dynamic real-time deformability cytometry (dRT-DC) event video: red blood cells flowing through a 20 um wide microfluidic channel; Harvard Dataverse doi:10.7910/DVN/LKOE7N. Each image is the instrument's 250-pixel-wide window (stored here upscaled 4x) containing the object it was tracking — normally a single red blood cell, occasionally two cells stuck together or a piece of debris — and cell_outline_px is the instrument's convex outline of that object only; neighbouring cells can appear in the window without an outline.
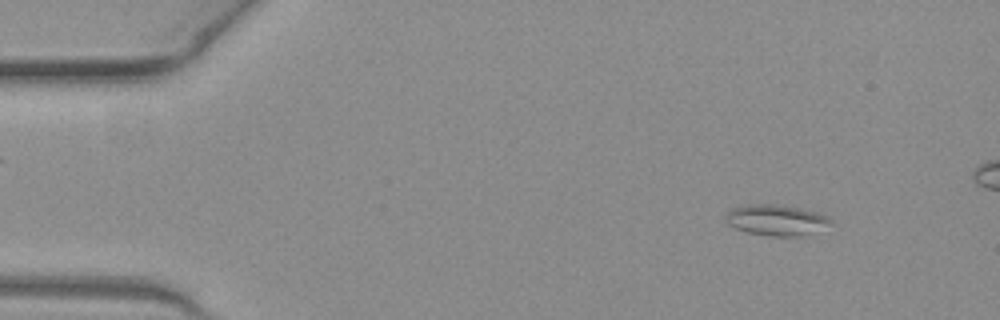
{"species": "common noctule bat (a hibernating species)", "species_latin": "Nyctalus noctula", "temperature_condition": "warm", "stored_images_in_passage": 46, "camera_frame_rate_fps": 3000, "um_per_image_px": 0.085, "animal": {"sex": "female", "body_mass_g": 19.3, "forearm_length_mm": 54.1}, "frame": {"image": 1, "passage_image": 3, "time_ms": 0.667, "image_size_px": [1000, 320], "cell_outline_px": [[832, 224], [800, 236], [772, 236], [748, 232], [736, 228], [728, 224], [724, 220], [724, 216], [732, 208], [748, 204], [776, 204], [800, 208], [816, 212], [832, 220]], "centroid_in_image_um": [65.93, 18.69], "position_along_channel_um": 19.1, "area_um2": 18.61}}
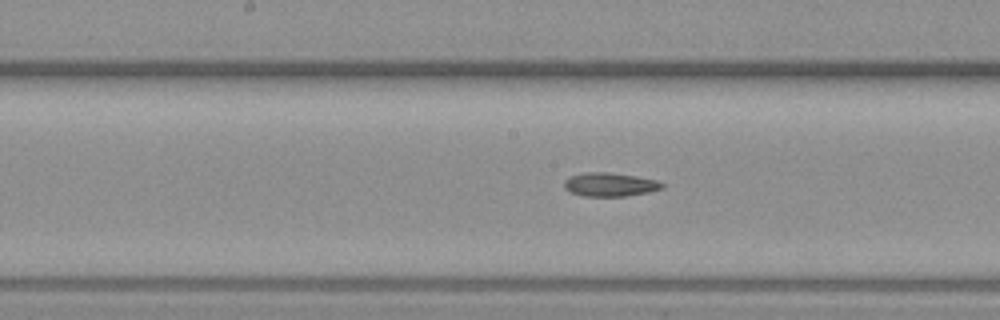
{"frame": {"image": 2, "passage_image": 23, "time_ms": 7.333, "image_size_px": [1000, 320], "cell_outline_px": [[664, 188], [648, 192], [624, 196], [584, 196], [572, 192], [564, 188], [564, 180], [568, 176], [584, 172], [608, 172], [636, 176], [656, 180], [664, 184]], "centroid_in_image_um": [51.82, 15.67], "position_along_channel_um": 196.4, "area_um2": 13.53}}
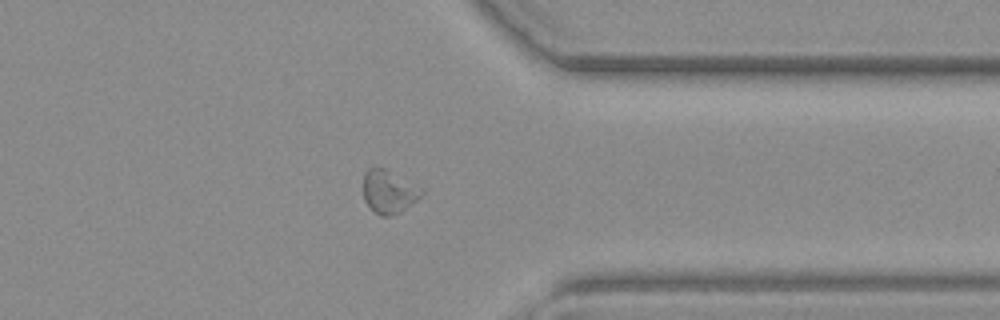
{"frame": {"image": 3, "passage_image": 37, "time_ms": 12.0, "image_size_px": [1000, 320], "cell_outline_px": [[424, 192], [416, 200], [400, 212], [388, 216], [380, 216], [372, 212], [368, 208], [364, 200], [364, 172], [368, 168], [384, 168], [424, 188]], "centroid_in_image_um": [33.03, 16.31], "position_along_channel_um": 378.4, "area_um2": 14.74}}